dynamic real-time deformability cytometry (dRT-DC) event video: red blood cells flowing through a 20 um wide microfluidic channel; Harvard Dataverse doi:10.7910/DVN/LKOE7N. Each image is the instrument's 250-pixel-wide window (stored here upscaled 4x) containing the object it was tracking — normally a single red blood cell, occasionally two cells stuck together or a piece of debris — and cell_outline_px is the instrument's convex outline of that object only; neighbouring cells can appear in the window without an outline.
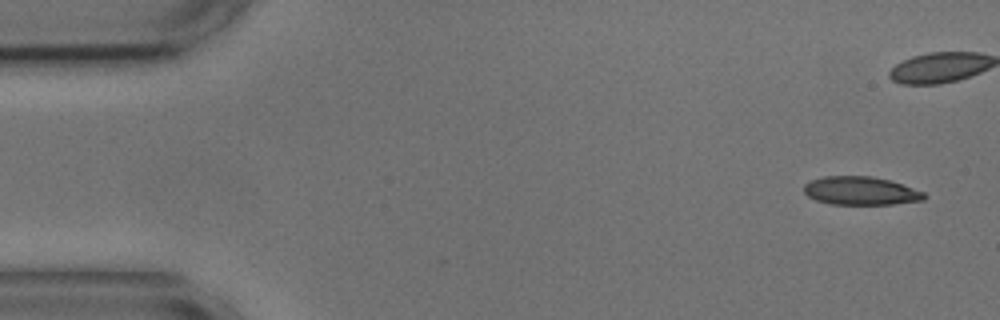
{"species": "common noctule bat (a hibernating species)", "species_latin": "Nyctalus noctula", "temperature_condition": "cold", "stored_images_in_passage": 6, "camera_frame_rate_fps": 3000, "um_per_image_px": 0.085, "animal": {"sex": "male", "body_mass_g": 17.9, "forearm_length_mm": 54.2}, "frame": {"image": 1, "passage_image": 1, "time_ms": 0.0, "image_size_px": [1000, 320], "cell_outline_px": [[928, 196], [924, 200], [892, 204], [828, 204], [816, 200], [808, 196], [804, 192], [804, 184], [812, 180], [824, 176], [872, 176], [888, 180], [924, 192]], "centroid_in_image_um": [73.15, 16.22], "position_along_channel_um": 11.9, "area_um2": 19.77}}